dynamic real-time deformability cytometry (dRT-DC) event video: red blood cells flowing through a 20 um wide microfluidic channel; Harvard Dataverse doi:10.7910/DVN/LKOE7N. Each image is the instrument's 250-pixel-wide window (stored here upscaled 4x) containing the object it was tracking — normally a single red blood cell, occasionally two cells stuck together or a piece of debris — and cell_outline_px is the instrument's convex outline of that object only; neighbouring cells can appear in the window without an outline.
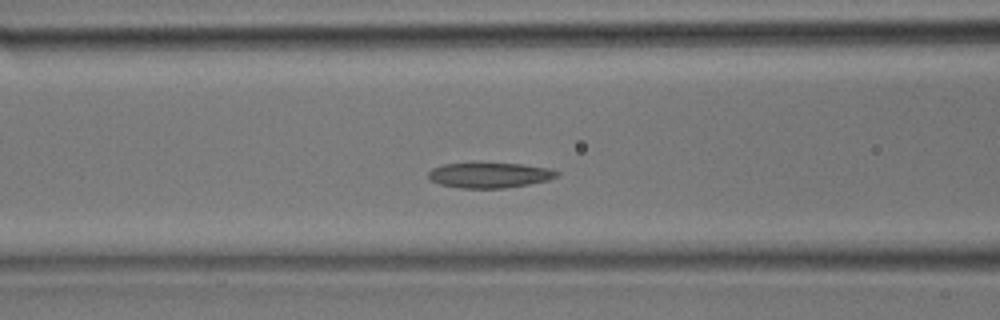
{"species": "common noctule bat (a hibernating species)", "species_latin": "Nyctalus noctula", "temperature_condition": "room temperature", "stored_images_in_passage": 30, "camera_frame_rate_fps": 3000, "um_per_image_px": 0.085, "animal": {"sex": "male", "body_mass_g": 17.9}, "frame": {"image": 1, "passage_image": 10, "time_ms": 3.0, "image_size_px": [1000, 320], "cell_outline_px": [[560, 176], [548, 180], [528, 184], [504, 188], [460, 188], [440, 184], [432, 180], [428, 176], [428, 172], [432, 168], [444, 164], [524, 164], [548, 168], [560, 172]], "centroid_in_image_um": [41.65, 14.9], "position_along_channel_um": 124.9, "area_um2": 18.67}}
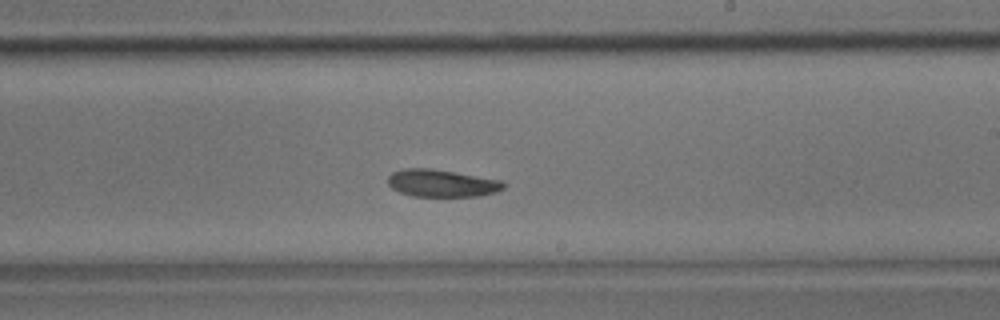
{"frame": {"image": 2, "passage_image": 16, "time_ms": 5.0, "image_size_px": [1000, 320], "cell_outline_px": [[508, 184], [504, 188], [496, 192], [480, 196], [412, 196], [400, 192], [392, 188], [388, 184], [388, 176], [392, 172], [400, 168], [428, 168], [504, 180]], "centroid_in_image_um": [37.58, 15.57], "position_along_channel_um": 251.4, "area_um2": 18.61}}
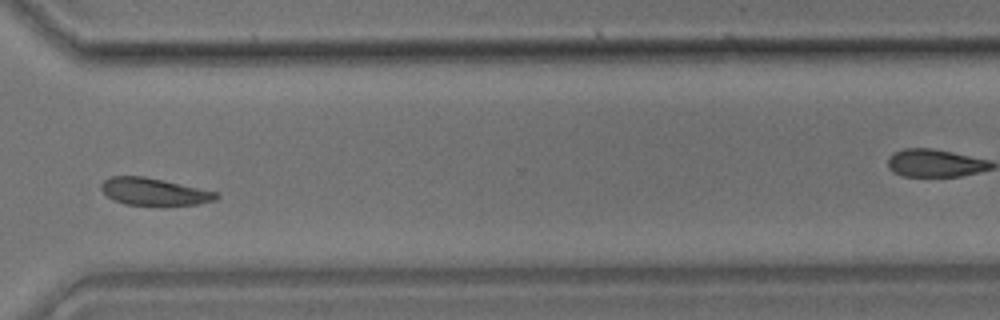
{"frame": {"image": 3, "passage_image": 21, "time_ms": 6.667, "image_size_px": [1000, 320], "cell_outline_px": [[220, 196], [216, 200], [196, 204], [124, 204], [112, 200], [100, 188], [100, 184], [104, 180], [112, 176], [144, 176], [220, 192]], "centroid_in_image_um": [13.11, 16.27], "position_along_channel_um": 357.5, "area_um2": 18.09}}